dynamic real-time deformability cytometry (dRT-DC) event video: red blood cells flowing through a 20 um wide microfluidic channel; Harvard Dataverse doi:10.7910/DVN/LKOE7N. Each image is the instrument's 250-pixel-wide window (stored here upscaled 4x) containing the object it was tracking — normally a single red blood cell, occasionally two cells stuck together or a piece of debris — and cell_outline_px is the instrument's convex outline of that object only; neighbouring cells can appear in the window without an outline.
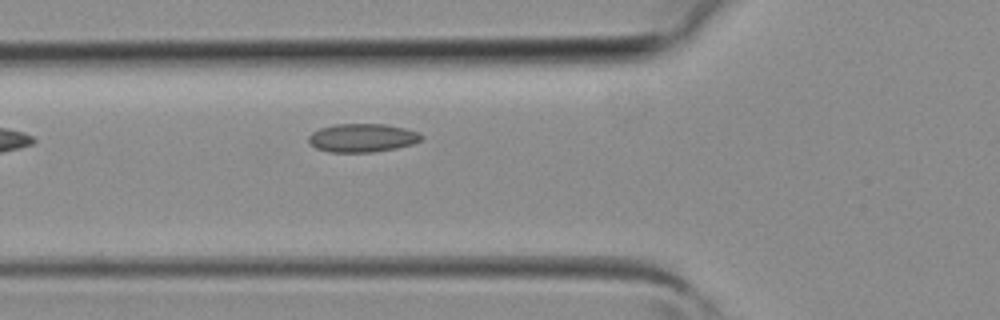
{"species": "common noctule bat (a hibernating species)", "species_latin": "Nyctalus noctula", "temperature_condition": "room temperature", "stored_images_in_passage": 4, "camera_frame_rate_fps": 3000, "um_per_image_px": 0.085, "animal": {"sex": "female", "body_mass_g": 19.3, "forearm_length_mm": 54.1}, "frame": {"image": 1, "passage_image": 4, "time_ms": 1.0, "image_size_px": [1000, 320], "cell_outline_px": [[424, 136], [420, 140], [412, 144], [396, 148], [372, 152], [328, 152], [316, 148], [308, 140], [308, 136], [312, 132], [320, 128], [336, 124], [384, 124], [404, 128], [420, 132]], "centroid_in_image_um": [30.8, 11.71], "position_along_channel_um": 95.0, "area_um2": 18.67}}